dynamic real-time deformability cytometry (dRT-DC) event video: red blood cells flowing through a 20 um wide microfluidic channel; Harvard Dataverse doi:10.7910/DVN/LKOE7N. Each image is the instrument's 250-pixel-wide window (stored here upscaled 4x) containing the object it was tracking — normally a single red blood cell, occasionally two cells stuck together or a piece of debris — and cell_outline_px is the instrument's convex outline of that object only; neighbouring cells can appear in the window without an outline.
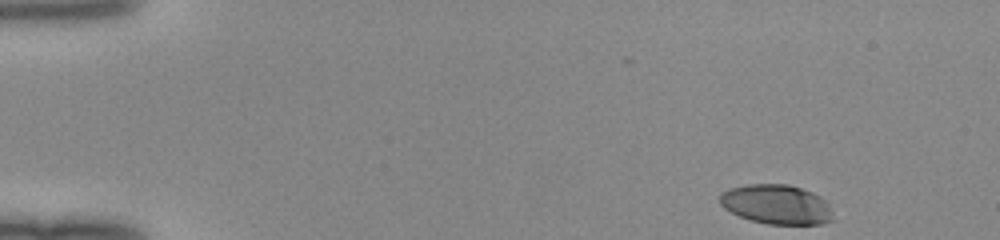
{"species": "human", "species_latin": "Homo sapiens", "temperature_condition": "room temperature", "stored_images_in_passage": 45, "camera_frame_rate_fps": 3000, "um_per_image_px": 0.085, "donor": {"sex": "female"}, "frame": {"image": 1, "passage_image": 1, "time_ms": 0.0, "image_size_px": [1000, 240], "cell_outline_px": [[832, 220], [820, 224], [768, 224], [752, 220], [740, 216], [724, 208], [720, 204], [720, 192], [728, 188], [748, 184], [788, 184], [812, 192], [820, 196], [824, 200], [832, 212]], "centroid_in_image_um": [65.97, 17.36], "position_along_channel_um": 19.0, "area_um2": 25.95}}
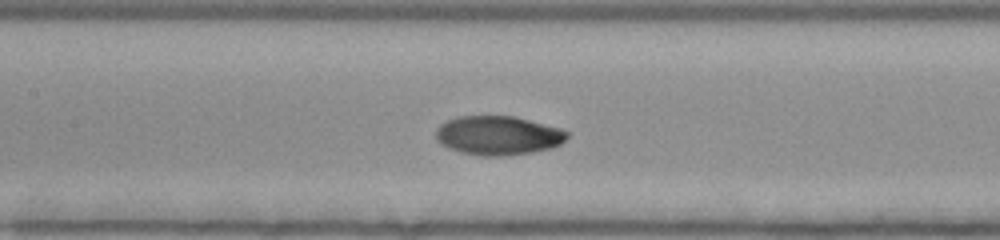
{"frame": {"image": 2, "passage_image": 20, "time_ms": 6.333, "image_size_px": [1000, 240], "cell_outline_px": [[568, 136], [560, 144], [552, 148], [532, 152], [500, 156], [480, 156], [460, 152], [448, 148], [436, 140], [436, 128], [440, 124], [456, 116], [512, 116], [560, 128], [568, 132]], "centroid_in_image_um": [42.31, 11.52], "position_along_channel_um": 165.1, "area_um2": 29.82}}
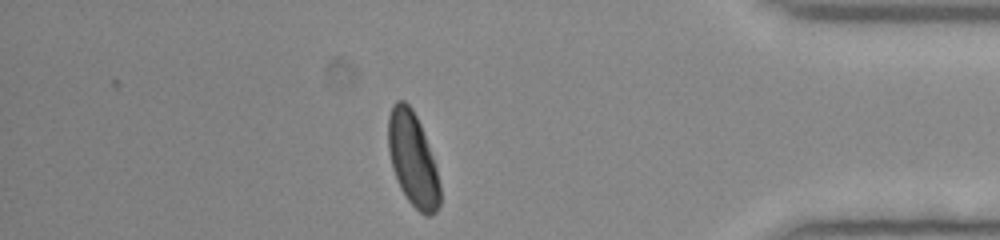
{"frame": {"image": 3, "passage_image": 39, "time_ms": 12.667, "image_size_px": [1000, 240], "cell_outline_px": [[440, 204], [436, 212], [428, 216], [424, 216], [408, 200], [400, 188], [396, 180], [392, 168], [388, 148], [388, 116], [392, 104], [396, 100], [404, 100], [412, 108], [420, 124], [432, 156], [436, 168], [440, 184]], "centroid_in_image_um": [35.07, 13.54], "position_along_channel_um": 400.1, "area_um2": 28.26}}